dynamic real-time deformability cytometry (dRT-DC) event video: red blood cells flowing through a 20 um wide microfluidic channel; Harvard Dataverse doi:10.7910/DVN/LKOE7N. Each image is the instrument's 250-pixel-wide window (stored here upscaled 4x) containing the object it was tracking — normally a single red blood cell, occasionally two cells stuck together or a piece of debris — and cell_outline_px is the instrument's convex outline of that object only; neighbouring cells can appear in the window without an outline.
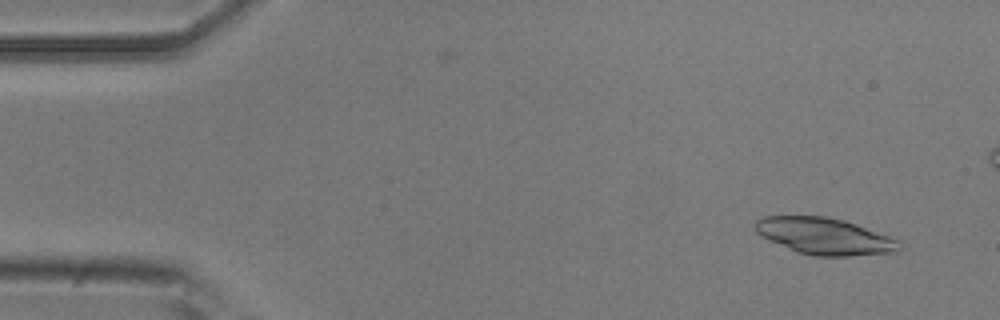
{"species": "common noctule bat (a hibernating species)", "species_latin": "Nyctalus noctula", "temperature_condition": "room temperature", "stored_images_in_passage": 52, "segment_of_instrument_passage": [1, 2], "camera_frame_rate_fps": 3000, "um_per_image_px": 0.085, "animal": {"sex": "male", "body_mass_g": 20.5, "forearm_length_mm": 52.5}, "frame": {"image": 1, "passage_image": 4, "time_ms": 1.0, "image_size_px": [1000, 320], "cell_outline_px": [[900, 252], [848, 256], [812, 256], [796, 252], [756, 232], [756, 220], [764, 216], [824, 216], [844, 220], [856, 224], [900, 240]], "centroid_in_image_um": [70.14, 20.08], "position_along_channel_um": 14.9, "area_um2": 30.58}}